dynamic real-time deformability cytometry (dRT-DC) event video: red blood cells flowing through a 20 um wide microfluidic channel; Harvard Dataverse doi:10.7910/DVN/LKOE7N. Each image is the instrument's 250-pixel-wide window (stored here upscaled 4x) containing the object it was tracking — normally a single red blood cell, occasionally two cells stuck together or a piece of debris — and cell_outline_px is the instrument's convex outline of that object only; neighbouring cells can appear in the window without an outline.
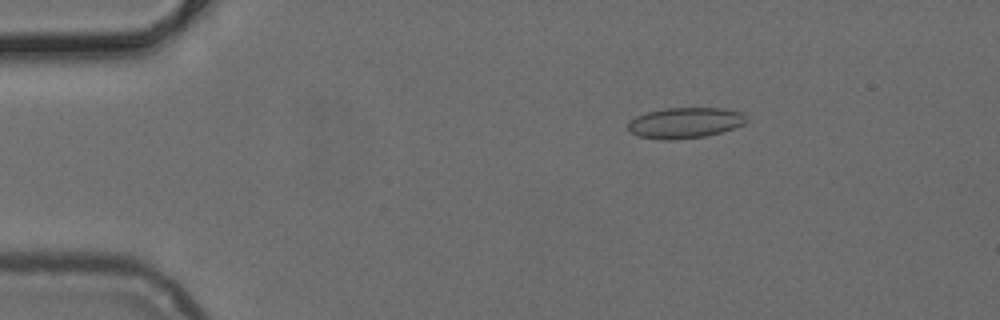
{"species": "common noctule bat (a hibernating species)", "species_latin": "Nyctalus noctula", "temperature_condition": "cold", "stored_images_in_passage": 45, "camera_frame_rate_fps": 3000, "um_per_image_px": 0.085, "animal": {"sex": "female", "body_mass_g": 24.6, "forearm_length_mm": 56.2}, "frame": {"image": 1, "passage_image": 3, "time_ms": 0.667, "image_size_px": [1000, 320], "cell_outline_px": [[748, 120], [744, 124], [720, 132], [704, 136], [672, 140], [664, 140], [636, 136], [628, 128], [628, 120], [636, 116], [648, 112], [664, 108], [724, 108], [744, 112]], "centroid_in_image_um": [58.23, 10.43], "position_along_channel_um": 26.8, "area_um2": 21.27}}
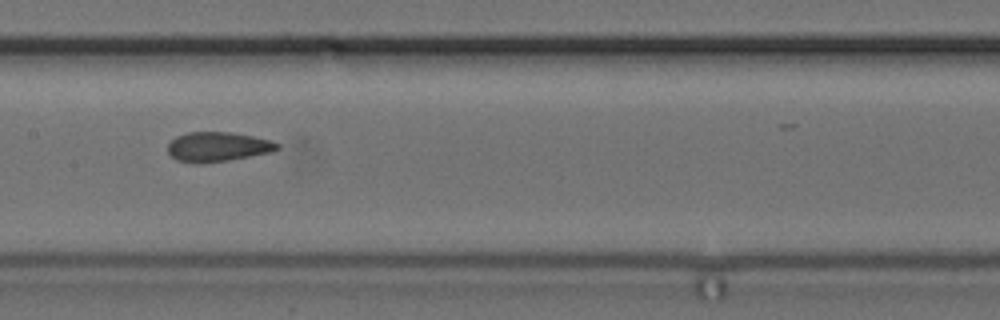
{"frame": {"image": 2, "passage_image": 20, "time_ms": 6.333, "image_size_px": [1000, 320], "cell_outline_px": [[280, 148], [276, 152], [228, 160], [200, 164], [176, 160], [168, 152], [168, 144], [176, 136], [188, 132], [232, 132], [272, 140], [280, 144]], "centroid_in_image_um": [18.56, 12.48], "position_along_channel_um": 188.8, "area_um2": 19.13}}
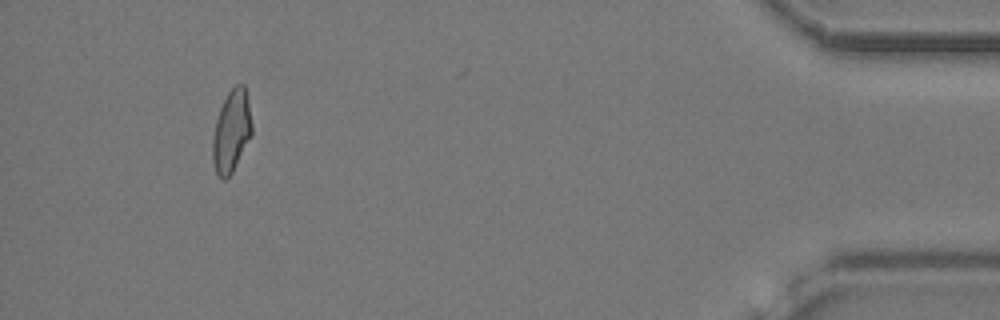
{"frame": {"image": 3, "passage_image": 42, "time_ms": 13.667, "image_size_px": [1000, 320], "cell_outline_px": [[252, 132], [232, 172], [224, 180], [220, 180], [216, 172], [212, 160], [212, 140], [216, 120], [220, 108], [228, 92], [236, 84], [244, 84], [252, 124]], "centroid_in_image_um": [19.65, 11.16], "position_along_channel_um": 415.6, "area_um2": 18.44}}